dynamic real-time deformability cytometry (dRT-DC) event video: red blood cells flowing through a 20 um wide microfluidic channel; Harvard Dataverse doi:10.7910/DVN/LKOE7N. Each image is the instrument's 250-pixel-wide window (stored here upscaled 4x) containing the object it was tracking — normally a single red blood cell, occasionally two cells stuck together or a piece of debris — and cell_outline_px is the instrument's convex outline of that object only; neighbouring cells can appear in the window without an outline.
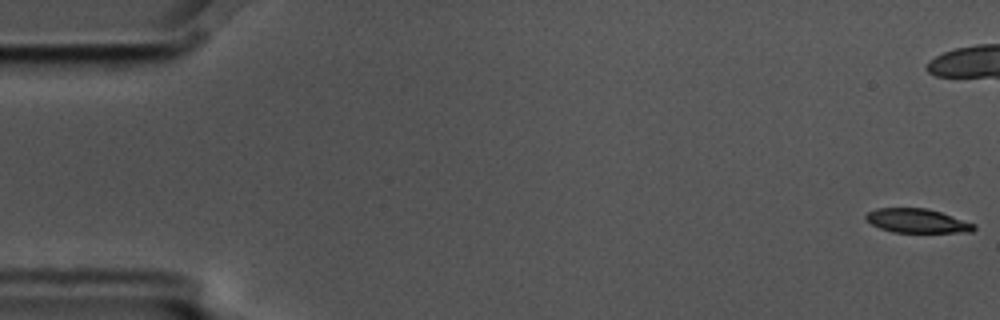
{"species": "common noctule bat (a hibernating species)", "species_latin": "Nyctalus noctula", "temperature_condition": "cold", "stored_images_in_passage": 16, "camera_frame_rate_fps": 3000, "um_per_image_px": 0.085, "animal": {"sex": "male", "body_mass_g": 17.5, "forearm_length_mm": 52.3}, "frame": {"image": 1, "passage_image": 1, "time_ms": 0.0, "image_size_px": [1000, 320], "cell_outline_px": [[976, 228], [972, 232], [892, 232], [880, 228], [872, 224], [864, 216], [868, 212], [876, 208], [924, 208], [940, 212], [976, 224]], "centroid_in_image_um": [77.96, 18.77], "position_along_channel_um": 7.0, "area_um2": 15.03}}